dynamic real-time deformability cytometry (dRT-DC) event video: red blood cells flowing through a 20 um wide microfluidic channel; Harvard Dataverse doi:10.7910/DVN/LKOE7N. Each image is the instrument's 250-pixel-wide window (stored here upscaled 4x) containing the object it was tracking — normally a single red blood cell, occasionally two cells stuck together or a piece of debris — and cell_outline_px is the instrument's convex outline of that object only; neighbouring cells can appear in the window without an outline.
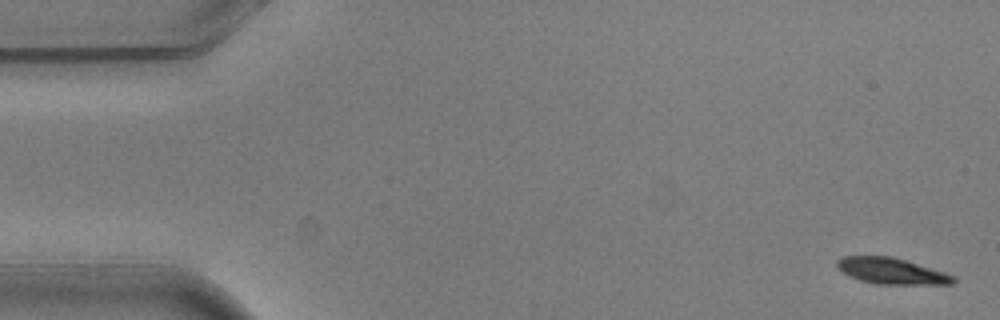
{"species": "common noctule bat (a hibernating species)", "species_latin": "Nyctalus noctula", "temperature_condition": "warm", "stored_images_in_passage": 6, "camera_frame_rate_fps": 3000, "um_per_image_px": 0.085, "animal": {"sex": "male", "body_mass_g": 20.5, "forearm_length_mm": 52.5}, "frame": {"image": 1, "passage_image": 1, "time_ms": 0.0, "image_size_px": [1000, 320], "cell_outline_px": [[956, 280], [952, 284], [876, 284], [860, 280], [836, 268], [836, 260], [844, 256], [892, 256], [944, 272], [956, 276]], "centroid_in_image_um": [75.78, 23.03], "position_along_channel_um": 9.2, "area_um2": 17.57}}
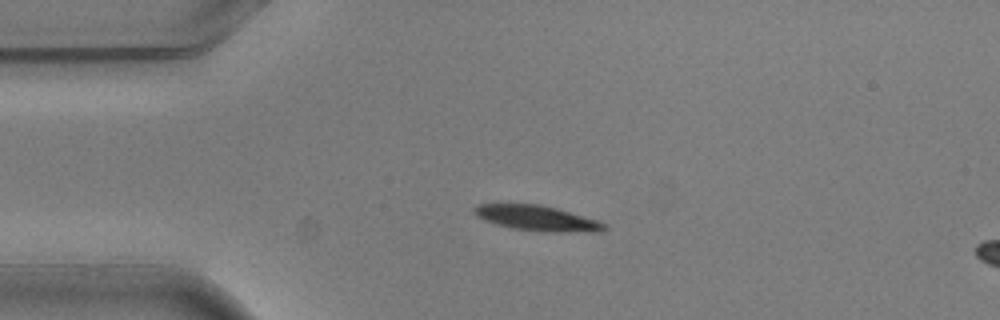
{"frame": {"image": 2, "passage_image": 4, "time_ms": 1.0, "image_size_px": [1000, 320], "cell_outline_px": [[608, 228], [600, 232], [560, 232], [512, 228], [496, 224], [484, 220], [476, 216], [472, 212], [480, 204], [540, 204], [556, 208], [600, 220], [608, 224]], "centroid_in_image_um": [45.74, 18.55], "position_along_channel_um": 39.3, "area_um2": 19.13}}